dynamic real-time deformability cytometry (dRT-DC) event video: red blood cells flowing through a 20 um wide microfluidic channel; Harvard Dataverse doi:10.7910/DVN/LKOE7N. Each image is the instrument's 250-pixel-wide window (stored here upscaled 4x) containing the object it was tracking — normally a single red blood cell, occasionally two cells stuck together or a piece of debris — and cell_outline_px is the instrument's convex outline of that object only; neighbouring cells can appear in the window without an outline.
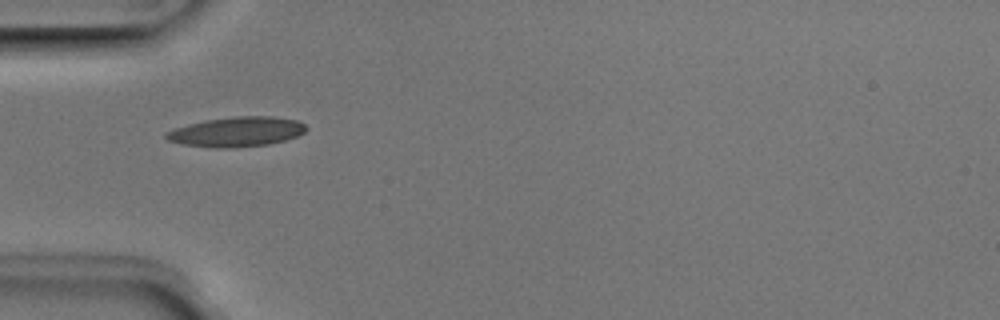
{"species": "Egyptian fruit bat (a non-hibernating species)", "species_latin": "Rousettus aegyptiacus", "temperature_condition": "room temperature", "stored_images_in_passage": 22, "camera_frame_rate_fps": 3000, "um_per_image_px": 0.085, "animal": {"sex": "male"}, "frame": {"image": 1, "passage_image": 1, "time_ms": 0.0, "image_size_px": [1000, 320], "cell_outline_px": [[308, 128], [304, 132], [296, 136], [284, 140], [268, 144], [232, 148], [212, 148], [184, 144], [168, 140], [164, 136], [164, 132], [188, 124], [204, 120], [236, 116], [272, 116], [296, 120], [304, 124]], "centroid_in_image_um": [20.1, 11.2], "position_along_channel_um": 64.9, "area_um2": 24.28}}
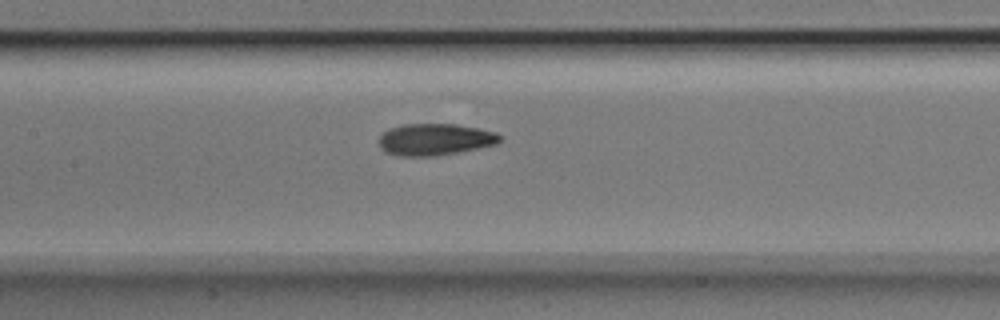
{"frame": {"image": 2, "passage_image": 9, "time_ms": 2.667, "image_size_px": [1000, 320], "cell_outline_px": [[504, 140], [496, 144], [436, 156], [396, 156], [384, 152], [380, 148], [380, 136], [388, 128], [404, 124], [456, 124], [496, 132], [504, 136]], "centroid_in_image_um": [36.97, 11.85], "position_along_channel_um": 170.4, "area_um2": 22.48}}
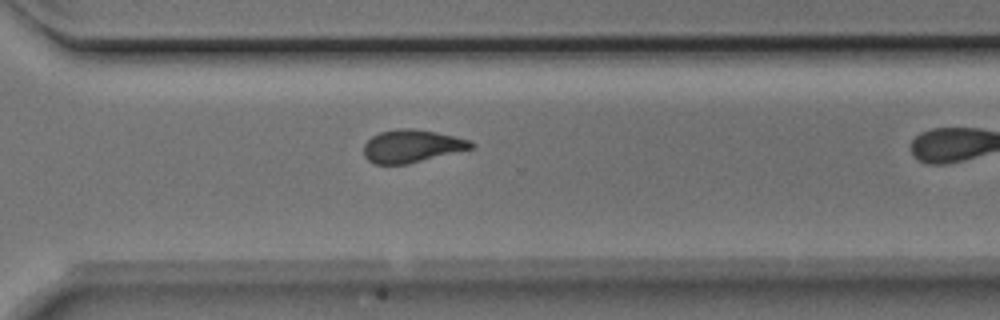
{"frame": {"image": 3, "passage_image": 18, "time_ms": 5.667, "image_size_px": [1000, 320], "cell_outline_px": [[476, 144], [472, 148], [408, 164], [372, 164], [364, 156], [364, 144], [372, 136], [380, 132], [396, 128], [412, 128], [436, 132], [472, 140]], "centroid_in_image_um": [34.99, 12.41], "position_along_channel_um": 335.6, "area_um2": 20.58}}